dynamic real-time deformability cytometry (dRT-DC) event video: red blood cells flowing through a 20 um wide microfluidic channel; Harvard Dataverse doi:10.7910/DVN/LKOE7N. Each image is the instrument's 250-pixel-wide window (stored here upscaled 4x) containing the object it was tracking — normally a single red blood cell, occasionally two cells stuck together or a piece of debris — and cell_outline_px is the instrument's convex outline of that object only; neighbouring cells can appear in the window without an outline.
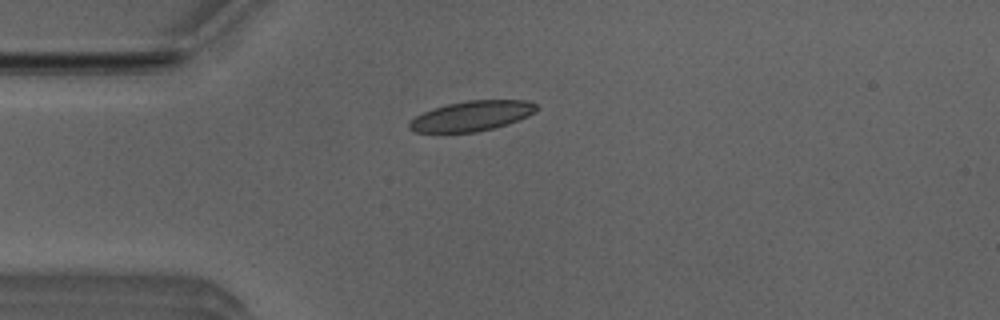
{"species": "Egyptian fruit bat (a non-hibernating species)", "species_latin": "Rousettus aegyptiacus", "temperature_condition": "room temperature", "stored_images_in_passage": 5, "camera_frame_rate_fps": 3000, "um_per_image_px": 0.085, "animal": {"sex": "male"}, "frame": {"image": 1, "passage_image": 2, "time_ms": 0.333, "image_size_px": [1000, 320], "cell_outline_px": [[536, 112], [528, 116], [508, 124], [476, 132], [416, 132], [408, 128], [408, 120], [432, 108], [448, 104], [468, 100], [524, 100], [536, 104]], "centroid_in_image_um": [40.07, 9.85], "position_along_channel_um": 44.9, "area_um2": 22.2}}